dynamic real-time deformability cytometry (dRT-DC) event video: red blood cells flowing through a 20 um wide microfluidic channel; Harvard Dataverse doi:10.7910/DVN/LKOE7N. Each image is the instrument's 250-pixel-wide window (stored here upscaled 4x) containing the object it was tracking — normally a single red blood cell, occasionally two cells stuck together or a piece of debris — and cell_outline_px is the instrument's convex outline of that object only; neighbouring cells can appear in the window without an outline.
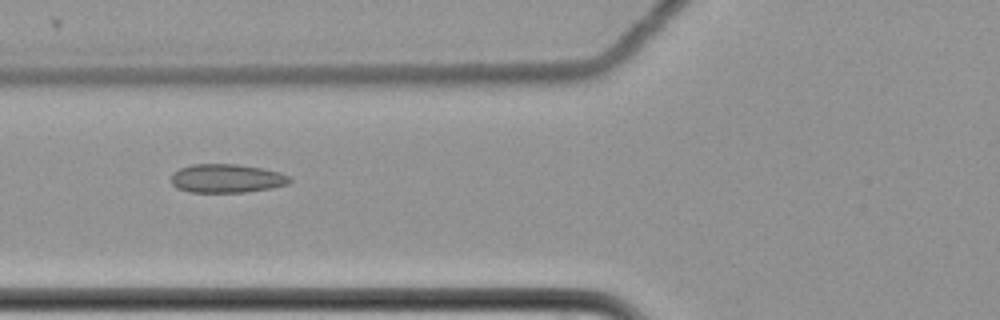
{"species": "common noctule bat (a hibernating species)", "species_latin": "Nyctalus noctula", "temperature_condition": "cold", "stored_images_in_passage": 10, "camera_frame_rate_fps": 3000, "um_per_image_px": 0.085, "animal": {"sex": "female", "body_mass_g": 22.7, "forearm_length_mm": 54.2}, "frame": {"image": 1, "passage_image": 7, "time_ms": 2.0, "image_size_px": [1000, 320], "cell_outline_px": [[292, 180], [288, 184], [272, 188], [244, 192], [188, 192], [176, 188], [172, 184], [172, 172], [180, 168], [192, 164], [236, 164], [264, 168], [280, 172], [288, 176]], "centroid_in_image_um": [19.26, 15.16], "position_along_channel_um": 106.5, "area_um2": 19.94}}
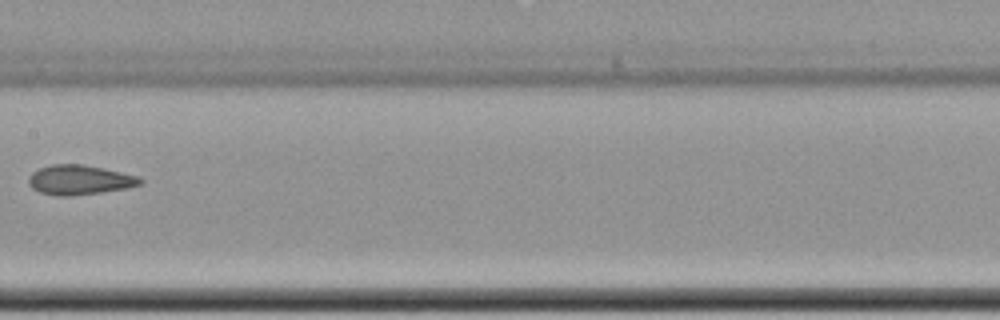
{"frame": {"image": 2, "passage_image": 9, "time_ms": 2.667, "image_size_px": [1000, 320], "cell_outline_px": [[144, 184], [128, 188], [72, 196], [56, 196], [40, 192], [32, 188], [28, 184], [28, 176], [32, 172], [40, 168], [52, 164], [84, 164], [104, 168], [140, 176], [144, 180]], "centroid_in_image_um": [6.79, 15.29], "position_along_channel_um": 200.6, "area_um2": 19.59}}
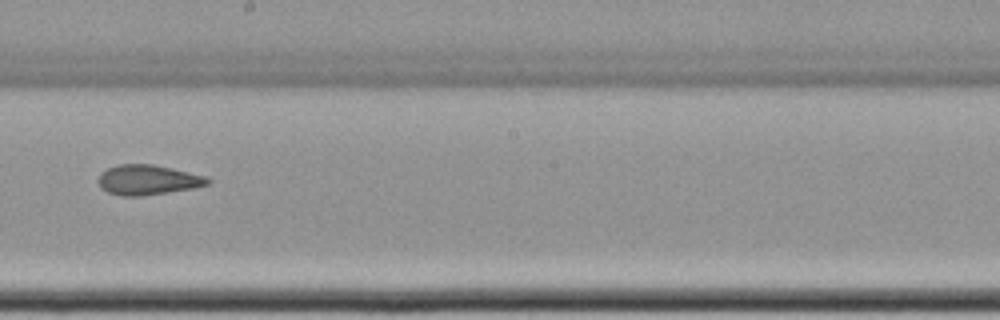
{"frame": {"image": 3, "passage_image": 10, "time_ms": 3.0, "image_size_px": [1000, 320], "cell_outline_px": [[212, 180], [208, 184], [192, 188], [168, 192], [140, 196], [120, 196], [108, 192], [100, 188], [96, 180], [108, 168], [120, 164], [152, 164], [172, 168], [208, 176]], "centroid_in_image_um": [12.57, 15.29], "position_along_channel_um": 235.6, "area_um2": 19.13}}